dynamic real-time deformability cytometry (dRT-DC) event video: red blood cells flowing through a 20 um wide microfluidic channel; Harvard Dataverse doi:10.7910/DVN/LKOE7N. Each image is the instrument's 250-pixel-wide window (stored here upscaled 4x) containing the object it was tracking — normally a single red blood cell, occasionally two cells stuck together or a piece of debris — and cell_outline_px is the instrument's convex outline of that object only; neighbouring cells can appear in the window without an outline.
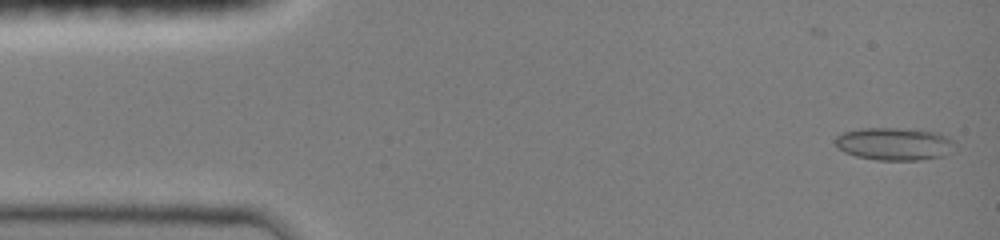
{"species": "common noctule bat (a hibernating species)", "species_latin": "Nyctalus noctula", "temperature_condition": "room temperature", "stored_images_in_passage": 31, "camera_frame_rate_fps": 3000, "um_per_image_px": 0.085, "animal": {"sex": "female", "body_mass_g": 19.0, "forearm_length_mm": 51.5}, "frame": {"image": 1, "passage_image": 1, "time_ms": 0.0, "image_size_px": [1000, 240], "cell_outline_px": [[956, 152], [944, 156], [920, 160], [876, 160], [856, 156], [844, 152], [836, 144], [836, 136], [844, 132], [860, 128], [900, 128], [940, 132], [948, 136], [956, 144]], "centroid_in_image_um": [76.11, 12.23], "position_along_channel_um": 8.9, "area_um2": 23.18}}
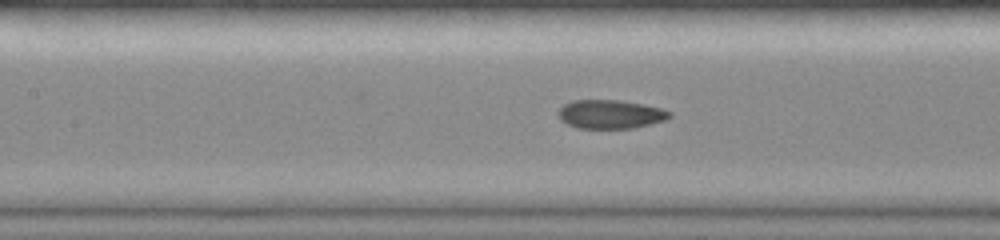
{"frame": {"image": 2, "passage_image": 14, "time_ms": 6.333, "image_size_px": [1000, 240], "cell_outline_px": [[672, 116], [664, 120], [632, 128], [576, 128], [560, 120], [556, 112], [564, 104], [572, 100], [620, 100], [644, 104], [660, 108], [672, 112]], "centroid_in_image_um": [51.85, 9.7], "position_along_channel_um": 155.6, "area_um2": 18.67}}
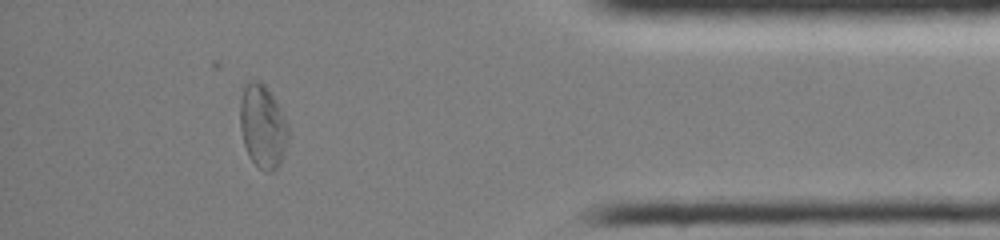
{"frame": {"image": 3, "passage_image": 27, "time_ms": 13.333, "image_size_px": [1000, 240], "cell_outline_px": [[288, 136], [284, 152], [280, 164], [272, 172], [264, 172], [248, 156], [244, 144], [240, 128], [240, 100], [244, 84], [248, 80], [260, 80], [268, 88], [276, 100], [288, 124]], "centroid_in_image_um": [22.32, 10.71], "position_along_channel_um": 412.9, "area_um2": 23.64}, "authors_computed_cell_mechanics": {"area_um2": 19.5942, "velocity_mm_per_s": 4.0615, "shape_relaxation_time_tau1_ms": null, "shape_relaxation_time_tau2_ms": 0.9505, "deformation_change_tau1": null, "deformation_change_tau2": 0.0329}}